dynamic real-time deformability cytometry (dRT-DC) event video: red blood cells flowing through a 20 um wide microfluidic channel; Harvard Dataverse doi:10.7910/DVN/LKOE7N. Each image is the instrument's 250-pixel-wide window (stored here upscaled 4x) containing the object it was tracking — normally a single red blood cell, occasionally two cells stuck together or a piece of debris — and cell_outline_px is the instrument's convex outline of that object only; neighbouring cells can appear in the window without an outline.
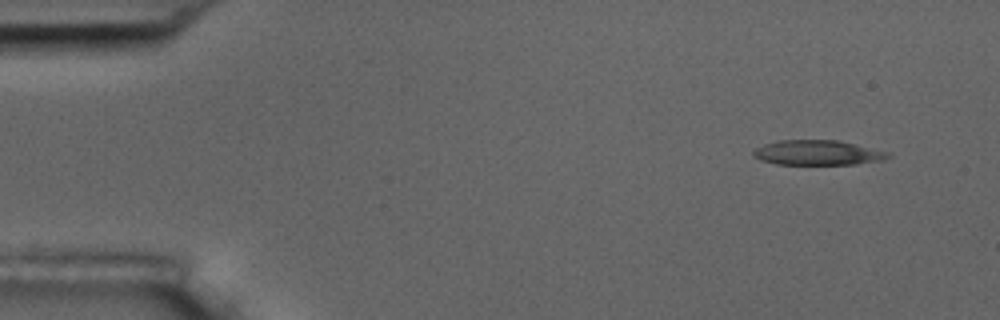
{"species": "common noctule bat (a hibernating species)", "species_latin": "Nyctalus noctula", "temperature_condition": "room temperature", "stored_images_in_passage": 5, "camera_frame_rate_fps": 3000, "um_per_image_px": 0.085, "animal": {"sex": "male", "body_mass_g": 17.5, "forearm_length_mm": 52.3}, "frame": {"image": 1, "passage_image": 1, "time_ms": 0.0, "image_size_px": [1000, 320], "cell_outline_px": [[892, 156], [884, 160], [856, 164], [776, 164], [760, 160], [752, 156], [752, 152], [756, 148], [764, 144], [776, 140], [840, 140], [892, 152]], "centroid_in_image_um": [69.54, 12.97], "position_along_channel_um": 15.5, "area_um2": 19.88}}
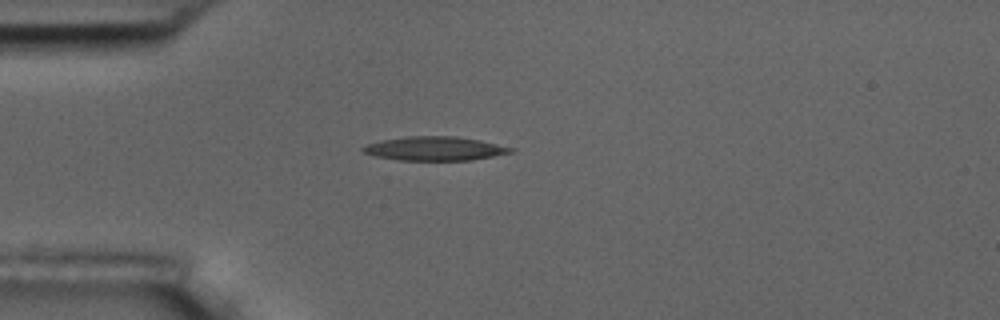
{"frame": {"image": 2, "passage_image": 4, "time_ms": 3.333, "image_size_px": [1000, 320], "cell_outline_px": [[516, 148], [512, 152], [472, 160], [396, 160], [376, 156], [364, 152], [360, 148], [368, 144], [380, 140], [404, 136], [456, 136], [480, 140]], "centroid_in_image_um": [36.95, 12.62], "position_along_channel_um": 48.0, "area_um2": 20.63}}